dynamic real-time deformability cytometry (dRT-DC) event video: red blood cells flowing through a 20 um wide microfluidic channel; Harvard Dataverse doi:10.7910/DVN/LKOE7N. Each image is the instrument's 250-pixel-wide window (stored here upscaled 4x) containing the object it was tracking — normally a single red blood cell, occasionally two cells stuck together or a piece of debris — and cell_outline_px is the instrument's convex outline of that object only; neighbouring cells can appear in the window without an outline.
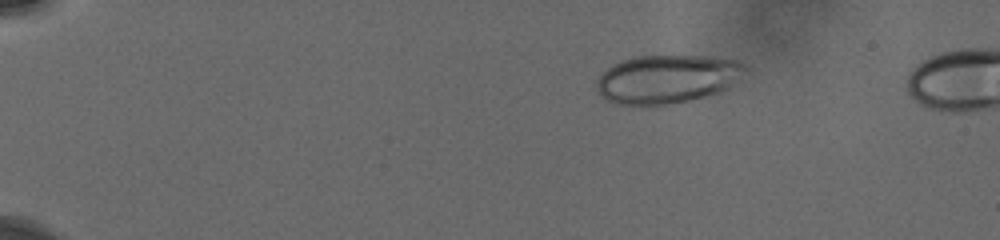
{"species": "human", "species_latin": "Homo sapiens", "temperature_condition": "cold", "stored_images_in_passage": 8, "camera_frame_rate_fps": 3000, "um_per_image_px": 0.085, "donor": {"sex": "male"}, "frame": {"image": 1, "passage_image": 2, "time_ms": 1.0, "image_size_px": [1000, 240], "cell_outline_px": [[748, 68], [728, 88], [720, 92], [688, 100], [668, 104], [616, 104], [608, 100], [596, 88], [596, 80], [608, 68], [620, 60], [636, 56], [708, 56], [740, 60], [748, 64]], "centroid_in_image_um": [56.75, 6.69], "position_along_channel_um": 28.3, "area_um2": 41.73}}